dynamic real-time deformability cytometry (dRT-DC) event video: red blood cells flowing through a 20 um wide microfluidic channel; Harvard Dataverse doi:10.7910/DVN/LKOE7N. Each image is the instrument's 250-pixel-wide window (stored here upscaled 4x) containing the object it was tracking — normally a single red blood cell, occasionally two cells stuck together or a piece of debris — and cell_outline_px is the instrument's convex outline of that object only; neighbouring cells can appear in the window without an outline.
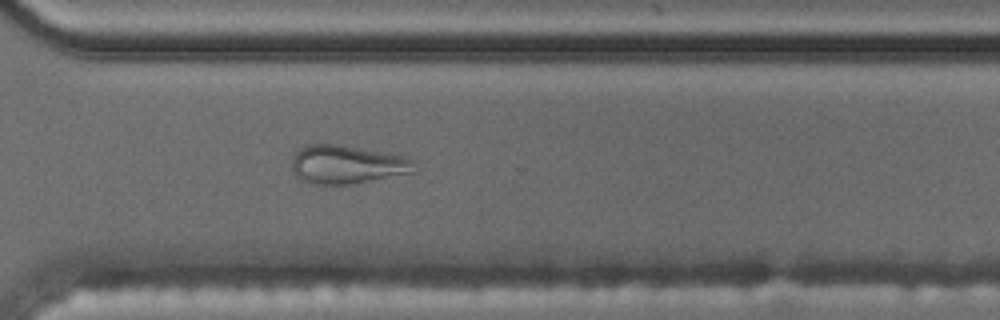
{"species": "common noctule bat (a hibernating species)", "species_latin": "Nyctalus noctula", "temperature_condition": "cold", "stored_images_in_passage": 53, "camera_frame_rate_fps": 3000, "um_per_image_px": 0.085, "animal": {"sex": "male", "body_mass_g": 17.5, "forearm_length_mm": 52.3}, "frame": {"image": 1, "passage_image": 38, "time_ms": 12.333, "image_size_px": [1000, 320], "cell_outline_px": [[416, 172], [352, 184], [312, 184], [300, 180], [296, 176], [292, 168], [292, 156], [304, 144], [336, 144], [380, 152], [400, 156], [412, 160]], "centroid_in_image_um": [29.43, 14.0], "position_along_channel_um": 341.2, "area_um2": 27.28}, "authors_computed_cell_mechanics": {"area_um2": 20.8658, "velocity_mm_per_s": 3.523, "shape_relaxation_time_tau1_ms": null, "shape_relaxation_time_tau2_ms": 2.1296, "deformation_change_tau1": null, "deformation_change_tau2": 0.086}}